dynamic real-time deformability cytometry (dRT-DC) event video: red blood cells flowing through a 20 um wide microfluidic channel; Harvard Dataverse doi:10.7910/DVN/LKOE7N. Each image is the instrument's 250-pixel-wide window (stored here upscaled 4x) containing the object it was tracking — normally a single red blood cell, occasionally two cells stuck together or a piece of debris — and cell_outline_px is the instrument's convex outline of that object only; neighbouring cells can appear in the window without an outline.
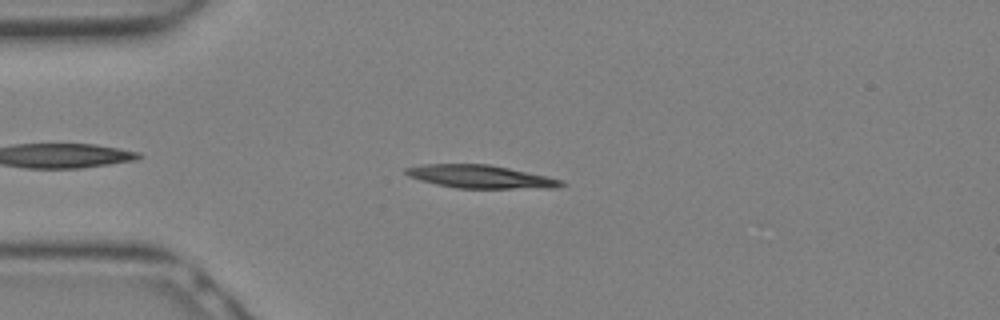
{"species": "Egyptian fruit bat (a non-hibernating species)", "species_latin": "Rousettus aegyptiacus", "temperature_condition": "warm", "stored_images_in_passage": 8, "camera_frame_rate_fps": 3000, "um_per_image_px": 0.085, "animal": {"sex": "female"}, "frame": {"image": 1, "passage_image": 3, "time_ms": 0.667, "image_size_px": [1000, 320], "cell_outline_px": [[568, 184], [560, 188], [456, 188], [436, 184], [420, 180], [408, 176], [404, 172], [404, 168], [424, 164], [488, 164], [548, 176], [564, 180]], "centroid_in_image_um": [40.89, 15.02], "position_along_channel_um": 44.1, "area_um2": 21.04}}
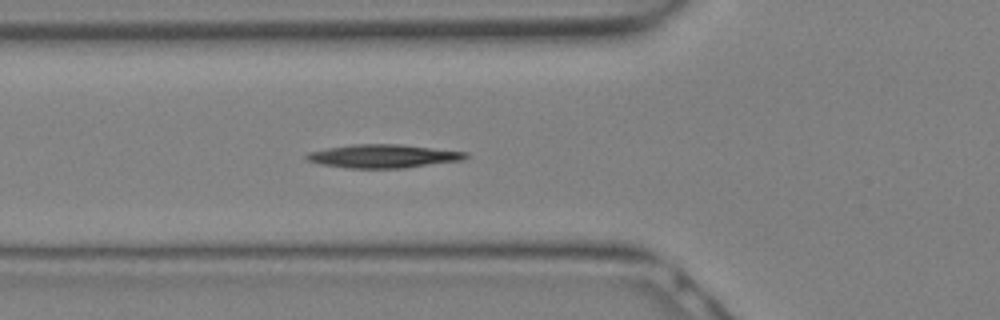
{"frame": {"image": 2, "passage_image": 6, "time_ms": 1.667, "image_size_px": [1000, 320], "cell_outline_px": [[468, 156], [464, 160], [404, 168], [348, 168], [320, 164], [308, 160], [304, 156], [308, 152], [328, 148], [352, 144], [400, 144], [468, 152]], "centroid_in_image_um": [32.59, 13.27], "position_along_channel_um": 93.2, "area_um2": 21.73}}
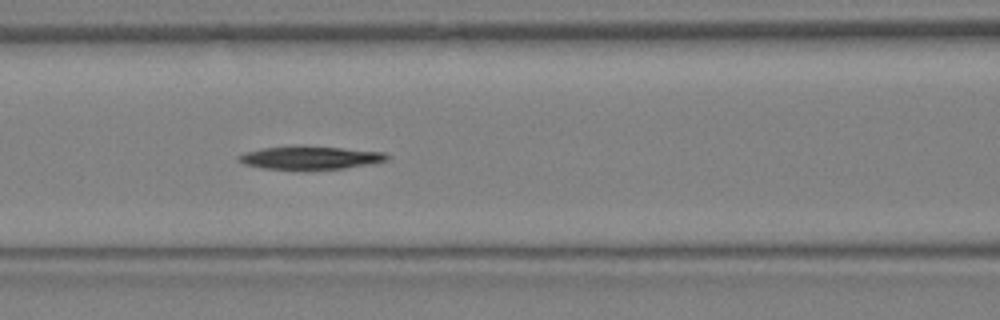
{"frame": {"image": 3, "passage_image": 8, "time_ms": 2.333, "image_size_px": [1000, 320], "cell_outline_px": [[392, 156], [388, 160], [344, 168], [264, 168], [244, 164], [236, 160], [236, 156], [244, 152], [260, 148], [300, 144], [384, 152]], "centroid_in_image_um": [26.32, 13.36], "position_along_channel_um": 140.3, "area_um2": 20.0}}